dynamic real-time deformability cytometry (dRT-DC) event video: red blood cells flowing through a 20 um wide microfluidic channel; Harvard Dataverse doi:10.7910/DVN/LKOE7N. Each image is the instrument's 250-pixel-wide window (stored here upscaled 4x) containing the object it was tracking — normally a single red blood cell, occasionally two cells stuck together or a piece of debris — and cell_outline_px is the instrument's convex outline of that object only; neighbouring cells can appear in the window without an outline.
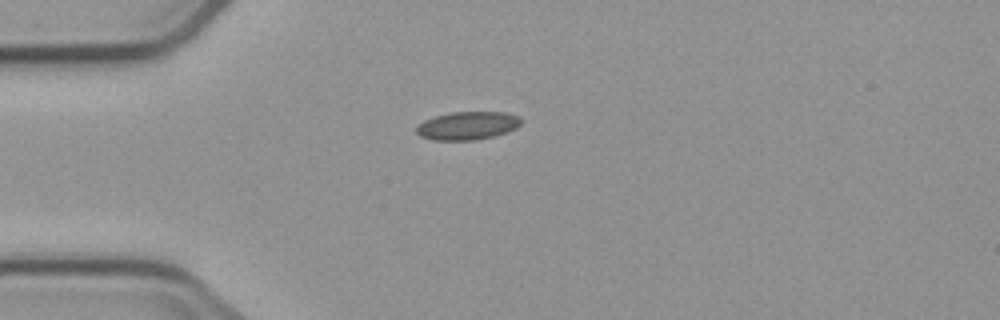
{"species": "common noctule bat (a hibernating species)", "species_latin": "Nyctalus noctula", "temperature_condition": "cold", "stored_images_in_passage": 1, "camera_frame_rate_fps": 3000, "um_per_image_px": 0.085, "animal": {"sex": "male", "body_mass_g": 23.1, "forearm_length_mm": 52.7}, "frame": {"image": 1, "passage_image": 1, "time_ms": 0.0, "image_size_px": [1000, 320], "cell_outline_px": [[520, 124], [516, 128], [492, 136], [476, 140], [432, 140], [420, 136], [416, 132], [416, 128], [424, 120], [432, 116], [448, 112], [504, 112], [520, 116]], "centroid_in_image_um": [39.7, 10.67], "position_along_channel_um": 45.3, "area_um2": 17.17}}